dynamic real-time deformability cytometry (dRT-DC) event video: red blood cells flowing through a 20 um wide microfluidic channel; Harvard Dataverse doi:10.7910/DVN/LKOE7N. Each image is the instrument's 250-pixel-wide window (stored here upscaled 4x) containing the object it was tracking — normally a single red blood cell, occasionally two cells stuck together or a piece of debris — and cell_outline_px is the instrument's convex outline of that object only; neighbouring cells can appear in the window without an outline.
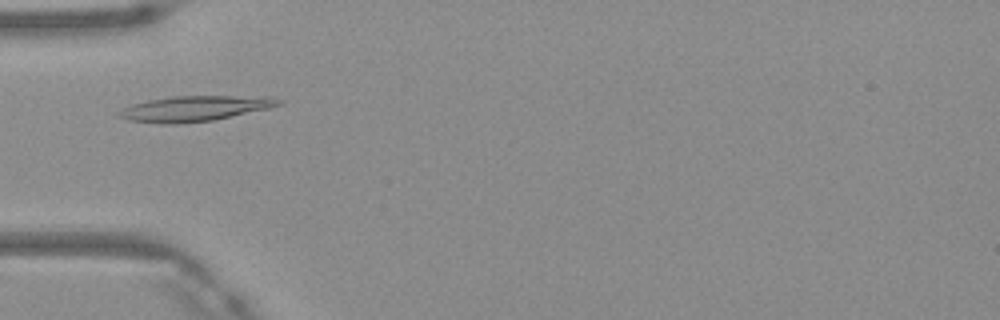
{"species": "Egyptian fruit bat (a non-hibernating species)", "species_latin": "Rousettus aegyptiacus", "temperature_condition": "warm", "stored_images_in_passage": 39, "camera_frame_rate_fps": 3000, "um_per_image_px": 0.085, "frame": {"image": 1, "passage_image": 6, "time_ms": 1.667, "image_size_px": [1000, 320], "cell_outline_px": [[284, 104], [268, 108], [212, 120], [176, 124], [164, 124], [128, 120], [116, 116], [116, 112], [132, 104], [148, 100], [172, 96], [272, 96], [284, 100]], "centroid_in_image_um": [16.57, 9.21], "position_along_channel_um": 68.4, "area_um2": 23.7}}
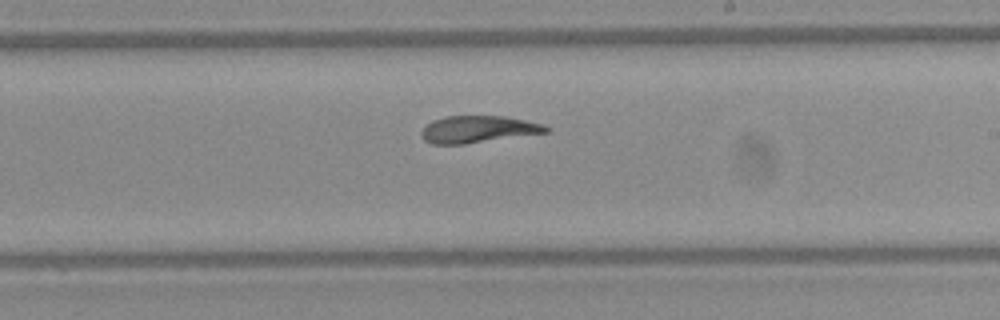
{"frame": {"image": 2, "passage_image": 19, "time_ms": 6.0, "image_size_px": [1000, 320], "cell_outline_px": [[548, 132], [464, 144], [432, 144], [424, 140], [420, 132], [432, 120], [444, 116], [508, 116], [544, 124], [548, 128]], "centroid_in_image_um": [40.63, 10.98], "position_along_channel_um": 248.4, "area_um2": 19.54}}
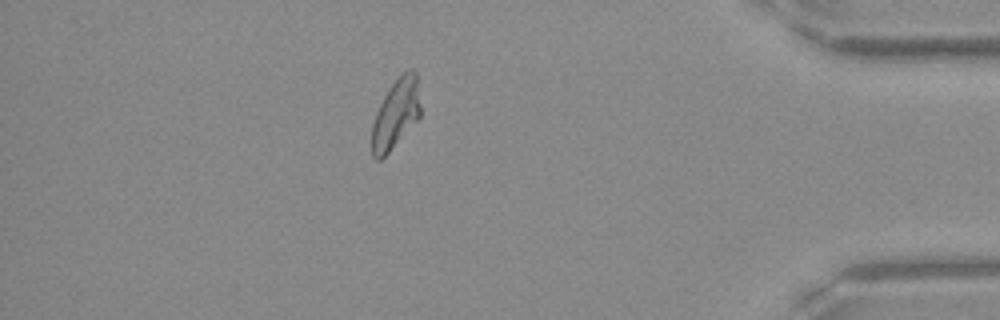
{"frame": {"image": 3, "passage_image": 33, "time_ms": 10.667, "image_size_px": [1000, 320], "cell_outline_px": [[420, 116], [388, 152], [380, 160], [376, 160], [372, 156], [372, 124], [376, 112], [384, 96], [392, 84], [408, 68], [412, 68], [416, 72], [420, 104]], "centroid_in_image_um": [33.64, 9.66], "position_along_channel_um": 401.6, "area_um2": 19.25}, "authors_computed_cell_mechanics": {"area_um2": 20.6346, "velocity_mm_per_s": 4.1433, "shape_relaxation_time_tau1_ms": 7.7649, "shape_relaxation_time_tau2_ms": 3.9632, "deformation_change_tau1": 0.2454, "deformation_change_tau2": 0.0905}}